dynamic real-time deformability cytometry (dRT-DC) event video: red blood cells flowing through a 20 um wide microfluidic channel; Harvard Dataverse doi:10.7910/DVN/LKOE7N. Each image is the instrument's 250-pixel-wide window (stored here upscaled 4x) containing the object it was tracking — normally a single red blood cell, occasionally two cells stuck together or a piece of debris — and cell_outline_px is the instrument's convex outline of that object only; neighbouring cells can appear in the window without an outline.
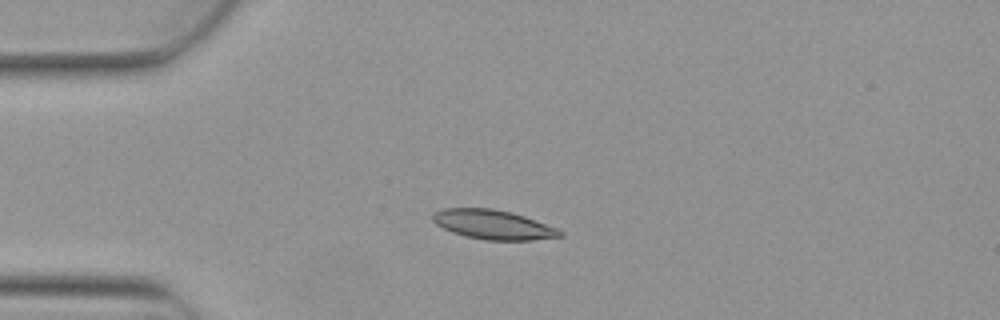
{"species": "Egyptian fruit bat (a non-hibernating species)", "species_latin": "Rousettus aegyptiacus", "temperature_condition": "warm", "stored_images_in_passage": 5, "camera_frame_rate_fps": 3000, "um_per_image_px": 0.085, "animal": {"sex": "female"}, "frame": {"image": 1, "passage_image": 4, "time_ms": 1.0, "image_size_px": [1000, 320], "cell_outline_px": [[564, 236], [532, 240], [484, 240], [464, 236], [452, 232], [436, 224], [432, 220], [432, 212], [444, 208], [492, 208], [512, 212], [524, 216], [556, 228], [564, 232]], "centroid_in_image_um": [41.9, 19.09], "position_along_channel_um": 43.1, "area_um2": 21.85}}